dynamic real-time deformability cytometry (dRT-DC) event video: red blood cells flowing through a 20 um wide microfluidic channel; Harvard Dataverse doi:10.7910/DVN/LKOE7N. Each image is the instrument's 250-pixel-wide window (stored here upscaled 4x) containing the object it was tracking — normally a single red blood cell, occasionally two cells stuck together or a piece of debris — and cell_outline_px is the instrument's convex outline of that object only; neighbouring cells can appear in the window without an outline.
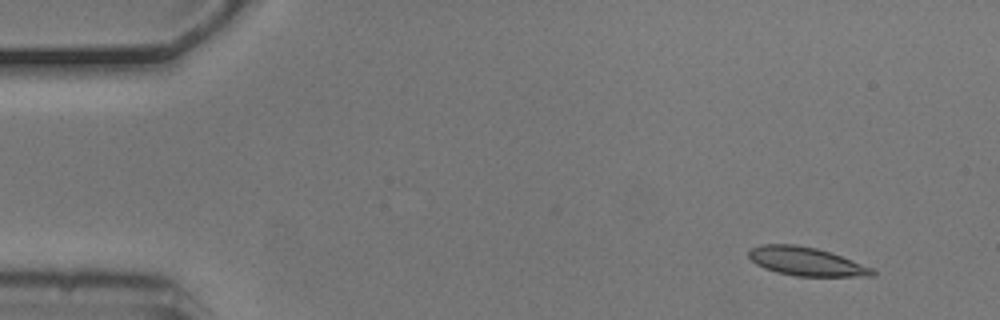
{"species": "common noctule bat (a hibernating species)", "species_latin": "Nyctalus noctula", "temperature_condition": "cold", "stored_images_in_passage": 5, "camera_frame_rate_fps": 3000, "um_per_image_px": 0.085, "animal": {"sex": "male", "body_mass_g": 20.5, "forearm_length_mm": 52.5}, "frame": {"image": 1, "passage_image": 2, "time_ms": 0.333, "image_size_px": [1000, 320], "cell_outline_px": [[876, 276], [796, 276], [776, 272], [764, 268], [756, 264], [748, 256], [748, 252], [752, 248], [764, 244], [796, 244], [816, 248], [852, 260], [872, 268], [876, 272]], "centroid_in_image_um": [68.51, 22.23], "position_along_channel_um": 16.5, "area_um2": 20.4}}
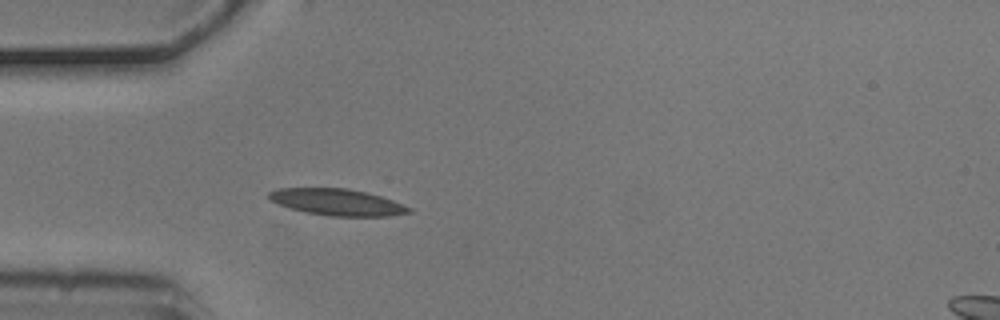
{"frame": {"image": 2, "passage_image": 5, "time_ms": 1.333, "image_size_px": [1000, 320], "cell_outline_px": [[412, 212], [388, 216], [328, 216], [308, 212], [292, 208], [280, 204], [272, 200], [268, 196], [268, 192], [276, 188], [348, 188], [368, 192], [392, 200], [412, 208]], "centroid_in_image_um": [28.69, 17.17], "position_along_channel_um": 56.3, "area_um2": 21.5}}